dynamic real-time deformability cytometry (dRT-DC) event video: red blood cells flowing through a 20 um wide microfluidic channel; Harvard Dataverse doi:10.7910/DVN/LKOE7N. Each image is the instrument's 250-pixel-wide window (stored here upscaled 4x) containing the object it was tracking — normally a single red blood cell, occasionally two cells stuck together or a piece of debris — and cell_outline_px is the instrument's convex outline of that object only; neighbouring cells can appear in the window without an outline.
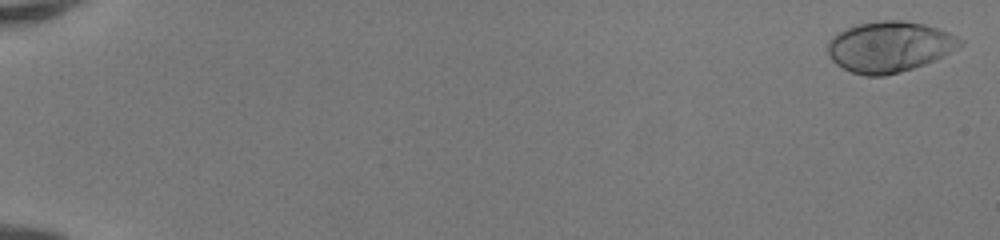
{"species": "human", "species_latin": "Homo sapiens", "temperature_condition": "room temperature", "stored_images_in_passage": 51, "camera_frame_rate_fps": 3000, "um_per_image_px": 0.085, "donor": {"sex": "female"}, "frame": {"image": 1, "passage_image": 1, "time_ms": 0.0, "image_size_px": [1000, 240], "cell_outline_px": [[964, 44], [924, 64], [900, 72], [884, 76], [864, 76], [852, 72], [836, 64], [828, 56], [828, 40], [836, 32], [856, 24], [880, 20], [904, 20], [924, 24], [948, 32], [964, 40]], "centroid_in_image_um": [75.55, 3.96], "position_along_channel_um": 9.4, "area_um2": 39.07}}
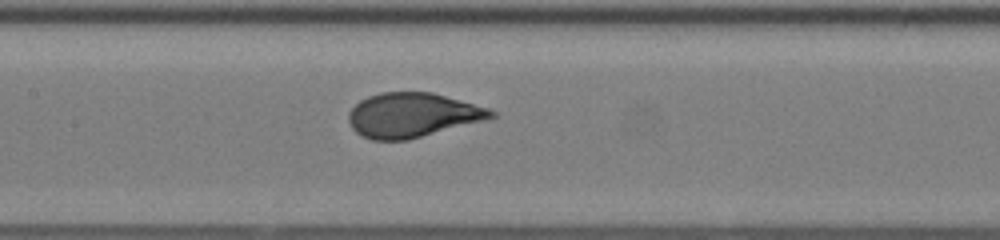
{"frame": {"image": 2, "passage_image": 27, "time_ms": 8.667, "image_size_px": [1000, 240], "cell_outline_px": [[496, 116], [484, 120], [408, 140], [372, 140], [360, 136], [352, 128], [348, 120], [348, 112], [360, 100], [368, 96], [380, 92], [432, 92], [488, 108], [496, 112]], "centroid_in_image_um": [35.01, 9.78], "position_along_channel_um": 172.4, "area_um2": 36.82}}
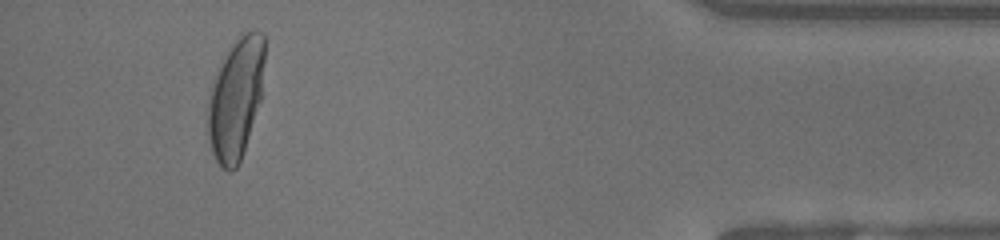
{"frame": {"image": 3, "passage_image": 48, "time_ms": 15.667, "image_size_px": [1000, 240], "cell_outline_px": [[264, 60], [260, 100], [244, 152], [236, 168], [232, 172], [228, 172], [216, 160], [212, 152], [208, 140], [208, 100], [216, 76], [224, 56], [236, 40], [244, 32], [252, 28], [264, 32]], "centroid_in_image_um": [20.05, 8.38], "position_along_channel_um": 415.1, "area_um2": 39.65}, "authors_computed_cell_mechanics": {"area_um2": 37.1654, "velocity_mm_per_s": 4.1437, "shape_relaxation_time_tau1_ms": 3.6113, "shape_relaxation_time_tau2_ms": null, "deformation_change_tau1": 0.2097, "deformation_change_tau2": null}}